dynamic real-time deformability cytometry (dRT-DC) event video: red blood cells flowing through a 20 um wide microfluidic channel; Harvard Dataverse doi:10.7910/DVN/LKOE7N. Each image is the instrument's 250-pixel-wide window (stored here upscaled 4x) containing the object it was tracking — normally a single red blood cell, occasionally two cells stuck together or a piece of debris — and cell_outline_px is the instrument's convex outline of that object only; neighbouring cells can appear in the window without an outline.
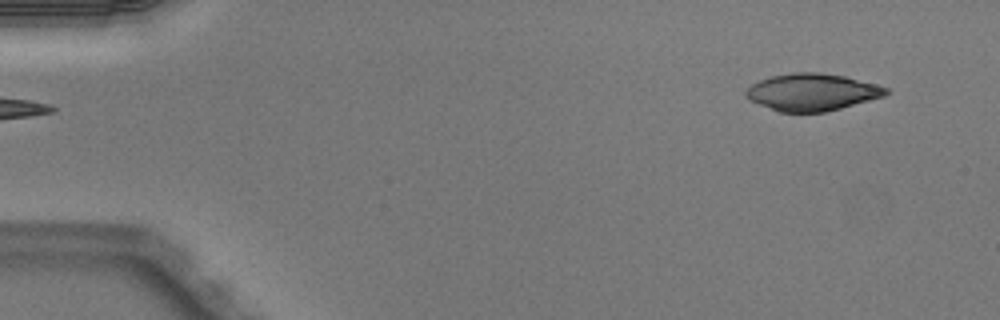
{"species": "Egyptian fruit bat (a non-hibernating species)", "species_latin": "Rousettus aegyptiacus", "temperature_condition": "warm", "stored_images_in_passage": 46, "camera_frame_rate_fps": 3000, "um_per_image_px": 0.085, "animal": {"sex": "male"}, "frame": {"image": 1, "passage_image": 1, "time_ms": 0.0, "image_size_px": [1000, 320], "cell_outline_px": [[892, 92], [884, 96], [840, 108], [824, 112], [780, 112], [748, 100], [744, 96], [744, 92], [752, 84], [760, 80], [772, 76], [792, 72], [820, 72], [844, 76], [876, 84], [888, 88]], "centroid_in_image_um": [69.01, 7.82], "position_along_channel_um": 16.0, "area_um2": 30.29}}
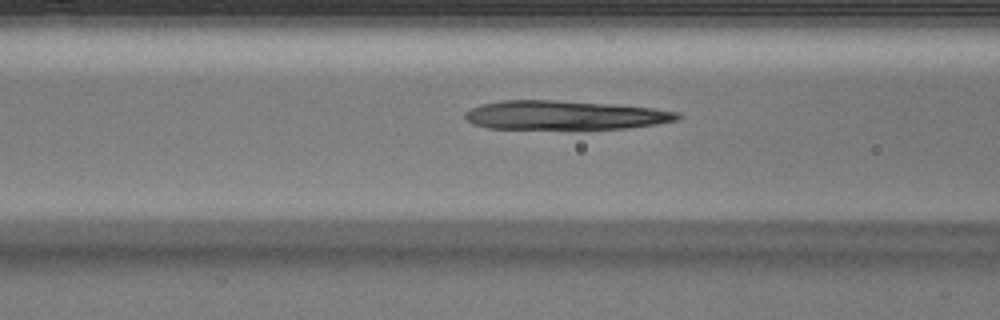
{"frame": {"image": 2, "passage_image": 17, "time_ms": 5.333, "image_size_px": [1000, 320], "cell_outline_px": [[684, 116], [680, 120], [656, 124], [628, 128], [488, 128], [472, 124], [464, 116], [464, 112], [472, 108], [484, 104], [500, 100], [556, 100], [616, 104], [652, 108], [676, 112]], "centroid_in_image_um": [48.04, 9.78], "position_along_channel_um": 118.6, "area_um2": 35.78}}
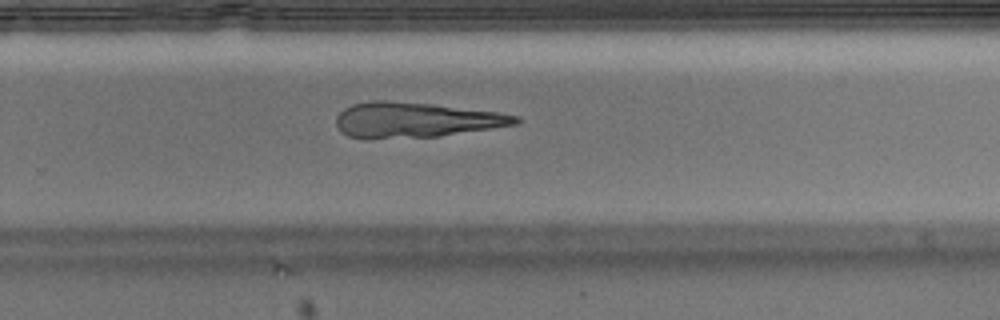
{"frame": {"image": 3, "passage_image": 30, "time_ms": 9.667, "image_size_px": [1000, 320], "cell_outline_px": [[520, 120], [516, 124], [492, 128], [440, 136], [348, 136], [340, 132], [336, 124], [336, 116], [344, 108], [352, 104], [372, 100], [388, 100], [432, 104], [500, 112], [520, 116]], "centroid_in_image_um": [35.36, 10.15], "position_along_channel_um": 294.4, "area_um2": 35.95}}